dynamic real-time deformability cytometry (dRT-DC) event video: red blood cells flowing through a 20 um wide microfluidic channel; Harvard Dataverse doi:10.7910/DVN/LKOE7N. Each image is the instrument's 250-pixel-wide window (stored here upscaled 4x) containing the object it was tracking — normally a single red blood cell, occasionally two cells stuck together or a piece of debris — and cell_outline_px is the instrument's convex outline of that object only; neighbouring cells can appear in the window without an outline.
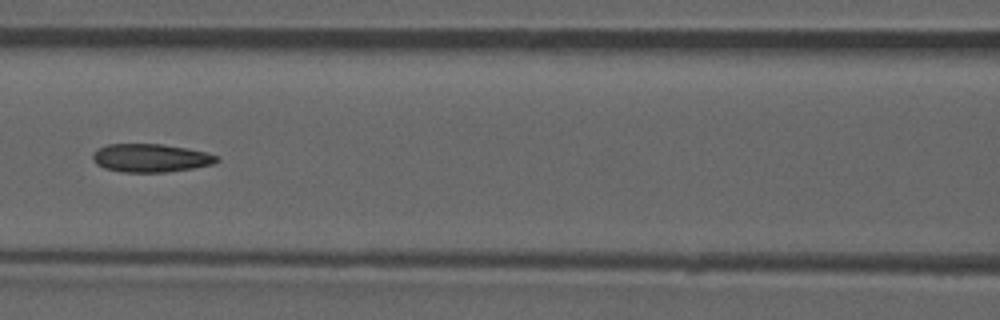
{"species": "common noctule bat (a hibernating species)", "species_latin": "Nyctalus noctula", "temperature_condition": "room temperature", "stored_images_in_passage": 52, "camera_frame_rate_fps": 3000, "um_per_image_px": 0.085, "animal": {"sex": "male", "forearm_length_mm": 52.5}, "frame": {"image": 1, "passage_image": 23, "time_ms": 7.333, "image_size_px": [1000, 320], "cell_outline_px": [[220, 160], [216, 164], [192, 168], [164, 172], [124, 172], [104, 168], [96, 164], [92, 160], [92, 152], [108, 144], [160, 144], [188, 148], [220, 156]], "centroid_in_image_um": [12.82, 13.43], "position_along_channel_um": 153.8, "area_um2": 20.52}, "authors_computed_cell_mechanics": {"area_um2": 20.7502, "velocity_mm_per_s": 3.9051, "shape_relaxation_time_tau1_ms": null, "shape_relaxation_time_tau2_ms": 3.0532, "deformation_change_tau1": null, "deformation_change_tau2": 0.1099}}